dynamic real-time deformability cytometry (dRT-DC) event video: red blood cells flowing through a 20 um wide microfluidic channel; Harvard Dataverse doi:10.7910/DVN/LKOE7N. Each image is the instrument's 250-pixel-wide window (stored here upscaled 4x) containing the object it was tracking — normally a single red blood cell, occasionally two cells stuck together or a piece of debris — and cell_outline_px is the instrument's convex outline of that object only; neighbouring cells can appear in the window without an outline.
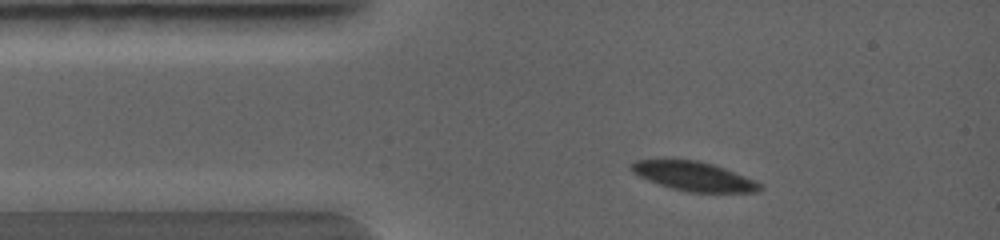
{"species": "common noctule bat (a hibernating species)", "species_latin": "Nyctalus noctula", "temperature_condition": "warm", "stored_images_in_passage": 26, "camera_frame_rate_fps": 5000, "um_per_image_px": 0.085, "animal": {"sex": "female", "body_mass_g": 19.0, "forearm_length_mm": 56.7}, "frame": {"image": 1, "passage_image": 3, "time_ms": 0.6, "image_size_px": [1000, 240], "cell_outline_px": [[764, 188], [756, 192], [688, 192], [672, 188], [660, 184], [640, 176], [632, 172], [628, 168], [628, 164], [636, 160], [700, 160], [724, 168], [756, 180], [764, 184]], "centroid_in_image_um": [59.01, 14.98], "position_along_channel_um": 26.0, "area_um2": 21.85}}
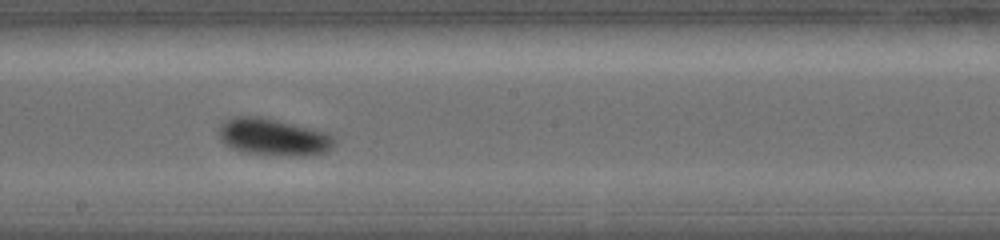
{"frame": {"image": 2, "passage_image": 15, "time_ms": 4.0, "image_size_px": [1000, 240], "cell_outline_px": [[336, 144], [332, 148], [324, 152], [308, 156], [296, 156], [240, 152], [232, 148], [220, 140], [220, 124], [224, 120], [232, 116], [264, 116], [328, 132], [336, 140]], "centroid_in_image_um": [23.26, 11.63], "position_along_channel_um": 224.9, "area_um2": 25.32}}
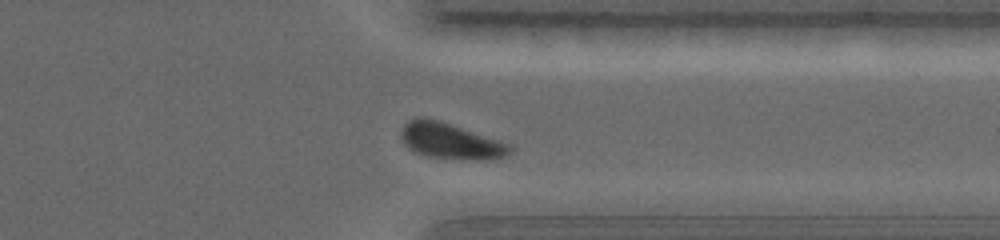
{"frame": {"image": 3, "passage_image": 23, "time_ms": 6.2, "image_size_px": [1000, 240], "cell_outline_px": [[512, 152], [504, 156], [488, 160], [460, 160], [424, 156], [412, 152], [404, 144], [400, 136], [400, 132], [404, 124], [408, 120], [416, 116], [420, 116], [440, 120], [512, 144]], "centroid_in_image_um": [38.27, 11.99], "position_along_channel_um": 373.1, "area_um2": 23.47}}